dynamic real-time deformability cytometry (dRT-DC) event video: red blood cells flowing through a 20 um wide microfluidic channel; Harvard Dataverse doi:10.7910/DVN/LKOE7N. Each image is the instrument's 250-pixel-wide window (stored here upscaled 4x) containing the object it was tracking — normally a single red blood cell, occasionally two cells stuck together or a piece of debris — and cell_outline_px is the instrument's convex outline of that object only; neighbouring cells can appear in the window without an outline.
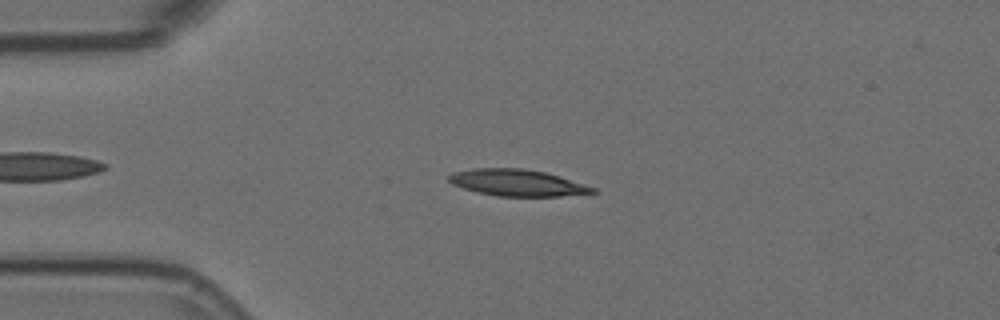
{"species": "Egyptian fruit bat (a non-hibernating species)", "species_latin": "Rousettus aegyptiacus", "temperature_condition": "room temperature", "stored_images_in_passage": 7, "camera_frame_rate_fps": 3000, "um_per_image_px": 0.085, "animal": {"sex": "female"}, "frame": {"image": 1, "passage_image": 1, "time_ms": 0.0, "image_size_px": [1000, 320], "cell_outline_px": [[600, 192], [560, 196], [496, 196], [476, 192], [452, 184], [448, 180], [448, 176], [452, 172], [472, 168], [524, 168], [544, 172], [560, 176], [596, 188]], "centroid_in_image_um": [43.96, 15.53], "position_along_channel_um": 41.0, "area_um2": 22.37}}
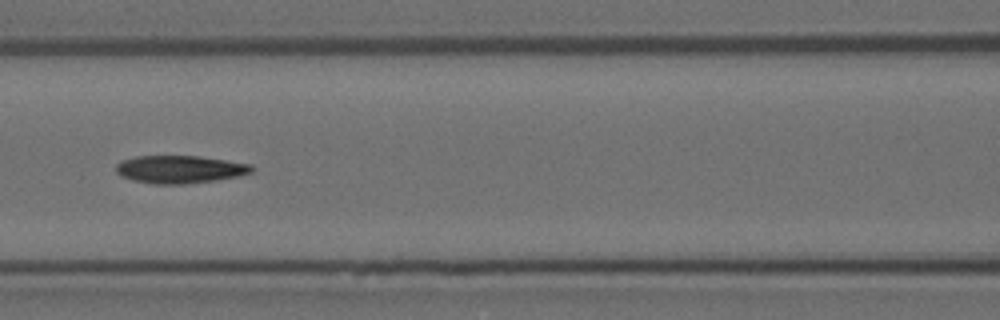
{"frame": {"image": 2, "passage_image": 4, "time_ms": 1.0, "image_size_px": [1000, 320], "cell_outline_px": [[256, 168], [252, 172], [240, 176], [216, 180], [184, 184], [152, 184], [132, 180], [120, 176], [116, 172], [116, 164], [120, 160], [136, 156], [200, 156], [252, 164]], "centroid_in_image_um": [15.29, 14.39], "position_along_channel_um": 151.3, "area_um2": 22.25}}
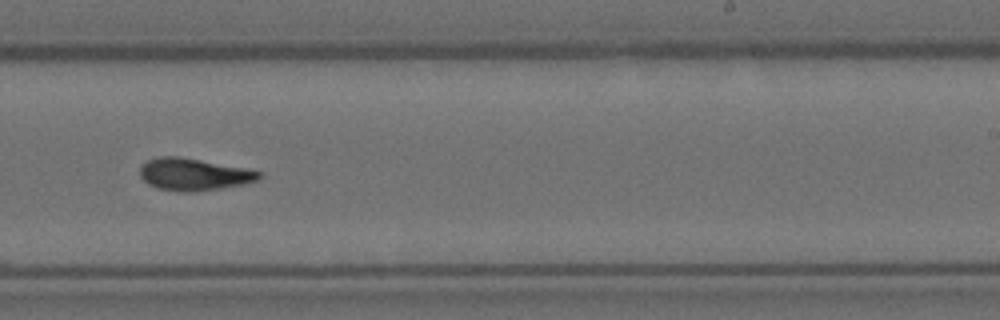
{"frame": {"image": 3, "passage_image": 7, "time_ms": 2.0, "image_size_px": [1000, 320], "cell_outline_px": [[264, 176], [260, 180], [244, 184], [220, 188], [192, 192], [184, 192], [156, 188], [148, 184], [140, 176], [140, 164], [148, 160], [160, 156], [176, 156], [240, 168], [260, 172]], "centroid_in_image_um": [16.42, 14.84], "position_along_channel_um": 272.6, "area_um2": 21.96}}